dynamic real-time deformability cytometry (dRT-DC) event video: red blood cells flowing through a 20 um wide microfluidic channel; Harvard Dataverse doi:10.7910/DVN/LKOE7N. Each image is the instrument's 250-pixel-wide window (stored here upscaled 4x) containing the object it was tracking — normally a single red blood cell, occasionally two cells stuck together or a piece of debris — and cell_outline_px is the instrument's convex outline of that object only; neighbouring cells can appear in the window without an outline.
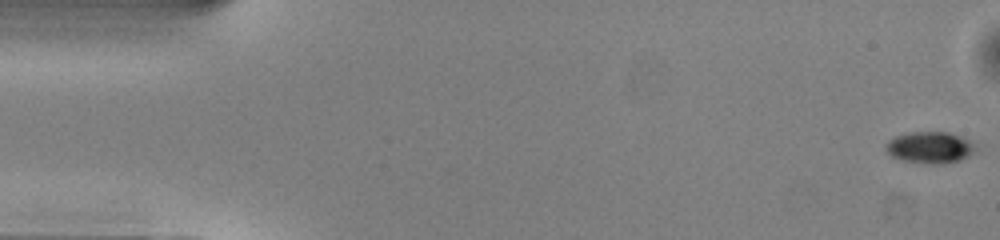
{"species": "common noctule bat (a hibernating species)", "species_latin": "Nyctalus noctula", "temperature_condition": "warm", "stored_images_in_passage": 52, "camera_frame_rate_fps": 3000, "um_per_image_px": 0.085, "animal": {"sex": "male", "body_mass_g": 13.0, "forearm_length_mm": 53.1}, "frame": {"image": 1, "passage_image": 1, "time_ms": 0.0, "image_size_px": [1000, 240], "cell_outline_px": [[976, 152], [960, 160], [944, 164], [932, 164], [904, 160], [892, 156], [884, 148], [884, 144], [888, 140], [896, 136], [908, 132], [948, 132], [960, 136], [976, 144]], "centroid_in_image_um": [79.06, 12.53], "position_along_channel_um": 5.9, "area_um2": 16.59}}
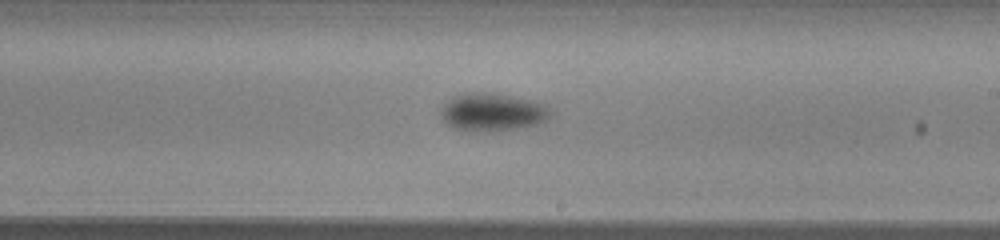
{"frame": {"image": 2, "passage_image": 30, "time_ms": 9.667, "image_size_px": [1000, 240], "cell_outline_px": [[552, 116], [548, 120], [540, 124], [492, 132], [468, 132], [456, 128], [448, 124], [440, 116], [440, 108], [452, 96], [468, 92], [492, 92], [532, 100], [544, 104], [552, 112]], "centroid_in_image_um": [41.86, 9.53], "position_along_channel_um": 247.1, "area_um2": 24.74}}
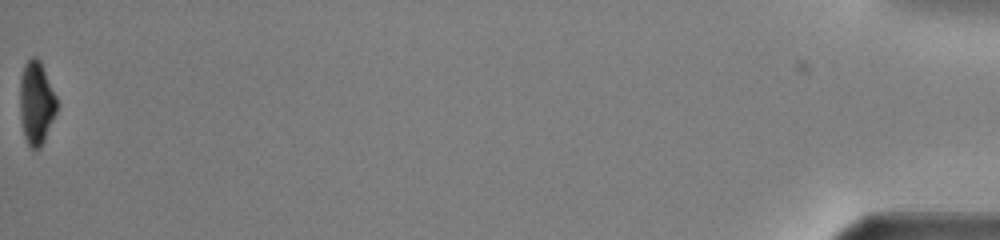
{"frame": {"image": 3, "passage_image": 52, "time_ms": 17.0, "image_size_px": [1000, 240], "cell_outline_px": [[56, 112], [44, 140], [40, 148], [32, 148], [28, 144], [24, 136], [20, 116], [20, 76], [24, 64], [32, 56], [36, 56], [40, 60], [56, 96]], "centroid_in_image_um": [3.07, 8.71], "position_along_channel_um": 432.1, "area_um2": 17.74}, "authors_computed_cell_mechanics": {"area_um2": 20.6635, "velocity_mm_per_s": 4.016, "shape_relaxation_time_tau1_ms": 2.2516, "shape_relaxation_time_tau2_ms": null, "deformation_change_tau1": 0.1086, "deformation_change_tau2": null}}